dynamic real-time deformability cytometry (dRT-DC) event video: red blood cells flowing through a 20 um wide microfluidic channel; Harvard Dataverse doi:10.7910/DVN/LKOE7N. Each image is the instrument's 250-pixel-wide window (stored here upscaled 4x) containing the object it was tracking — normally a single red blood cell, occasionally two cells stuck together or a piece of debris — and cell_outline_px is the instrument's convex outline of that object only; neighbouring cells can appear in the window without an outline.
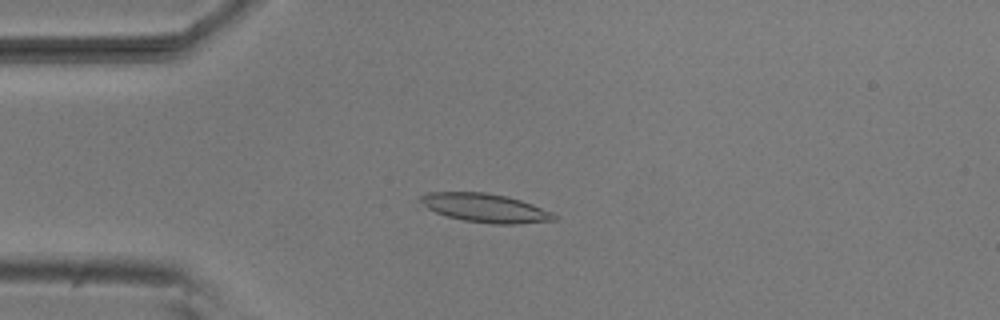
{"species": "common noctule bat (a hibernating species)", "species_latin": "Nyctalus noctula", "temperature_condition": "room temperature", "stored_images_in_passage": 53, "camera_frame_rate_fps": 3000, "um_per_image_px": 0.085, "animal": {"sex": "male", "body_mass_g": 20.5, "forearm_length_mm": 52.5}, "frame": {"image": 1, "passage_image": 13, "time_ms": 4.0, "image_size_px": [1000, 320], "cell_outline_px": [[560, 220], [516, 224], [492, 224], [464, 220], [448, 216], [436, 212], [428, 208], [420, 200], [420, 196], [428, 192], [484, 192], [508, 196], [532, 204], [552, 212], [560, 216]], "centroid_in_image_um": [41.33, 17.68], "position_along_channel_um": 43.7, "area_um2": 22.37}}
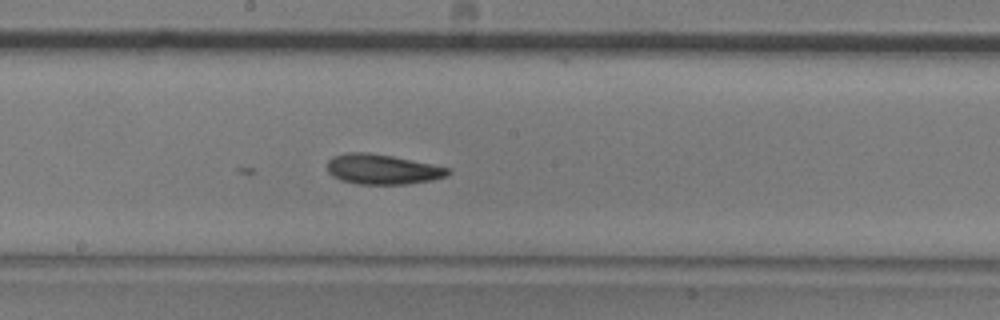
{"frame": {"image": 2, "passage_image": 28, "time_ms": 9.0, "image_size_px": [1000, 320], "cell_outline_px": [[452, 172], [448, 176], [432, 180], [408, 184], [356, 184], [340, 180], [332, 176], [328, 172], [328, 160], [332, 156], [348, 152], [368, 152], [392, 156], [452, 168]], "centroid_in_image_um": [32.52, 14.39], "position_along_channel_um": 215.7, "area_um2": 21.39}}
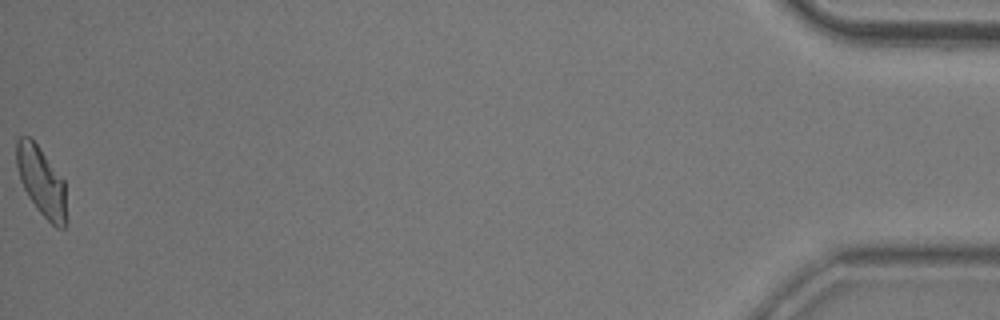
{"frame": {"image": 3, "passage_image": 53, "time_ms": 17.333, "image_size_px": [1000, 320], "cell_outline_px": [[68, 220], [64, 228], [56, 228], [36, 208], [28, 196], [20, 180], [16, 164], [16, 140], [20, 136], [28, 136], [36, 144], [64, 180]], "centroid_in_image_um": [3.54, 15.47], "position_along_channel_um": 431.7, "area_um2": 20.17}}